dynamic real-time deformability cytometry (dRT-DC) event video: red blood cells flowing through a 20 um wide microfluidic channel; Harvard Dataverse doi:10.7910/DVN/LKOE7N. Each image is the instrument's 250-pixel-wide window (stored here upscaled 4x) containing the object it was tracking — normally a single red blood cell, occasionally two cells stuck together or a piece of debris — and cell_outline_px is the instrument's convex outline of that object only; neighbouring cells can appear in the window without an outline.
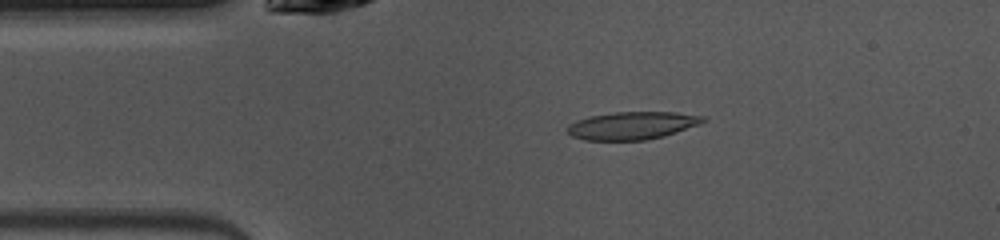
{"species": "common noctule bat (a hibernating species)", "species_latin": "Nyctalus noctula", "temperature_condition": "warm", "stored_images_in_passage": 47, "camera_frame_rate_fps": 3000, "um_per_image_px": 0.085, "animal": {"sex": "female", "body_mass_g": 10.0, "forearm_length_mm": 53.1}, "frame": {"image": 1, "passage_image": 8, "time_ms": 2.333, "image_size_px": [1000, 240], "cell_outline_px": [[708, 120], [700, 124], [664, 136], [644, 140], [584, 140], [572, 136], [568, 132], [568, 124], [576, 120], [588, 116], [612, 112], [676, 112], [704, 116]], "centroid_in_image_um": [53.74, 10.66], "position_along_channel_um": 31.3, "area_um2": 22.02}}
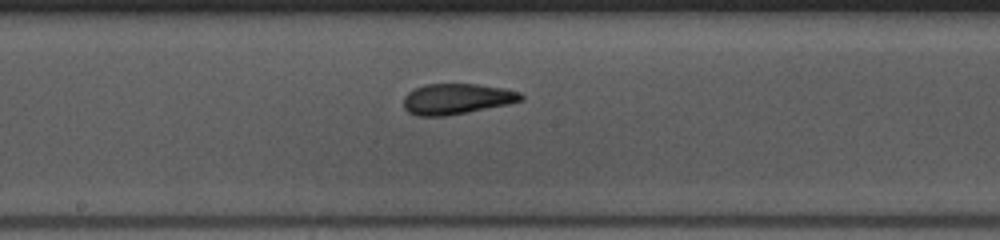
{"frame": {"image": 2, "passage_image": 23, "time_ms": 7.333, "image_size_px": [1000, 240], "cell_outline_px": [[524, 100], [508, 104], [444, 116], [416, 116], [408, 112], [404, 108], [404, 96], [408, 92], [424, 84], [476, 84], [504, 88], [520, 92], [524, 96]], "centroid_in_image_um": [38.81, 8.4], "position_along_channel_um": 209.4, "area_um2": 20.92}}
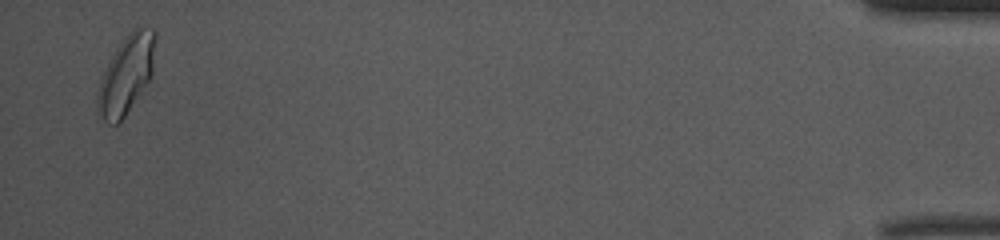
{"frame": {"image": 3, "passage_image": 46, "time_ms": 15.0, "image_size_px": [1000, 240], "cell_outline_px": [[156, 36], [152, 76], [124, 116], [116, 124], [108, 124], [96, 112], [96, 92], [100, 80], [116, 48], [140, 24], [144, 24], [156, 28]], "centroid_in_image_um": [10.74, 6.32], "position_along_channel_um": 424.5, "area_um2": 26.3}, "authors_computed_cell_mechanics": {"area_um2": 21.2126, "velocity_mm_per_s": 4.0465, "shape_relaxation_time_tau1_ms": 7.6473, "shape_relaxation_time_tau2_ms": 1.5079, "deformation_change_tau1": 0.226, "deformation_change_tau2": 0.0796}}